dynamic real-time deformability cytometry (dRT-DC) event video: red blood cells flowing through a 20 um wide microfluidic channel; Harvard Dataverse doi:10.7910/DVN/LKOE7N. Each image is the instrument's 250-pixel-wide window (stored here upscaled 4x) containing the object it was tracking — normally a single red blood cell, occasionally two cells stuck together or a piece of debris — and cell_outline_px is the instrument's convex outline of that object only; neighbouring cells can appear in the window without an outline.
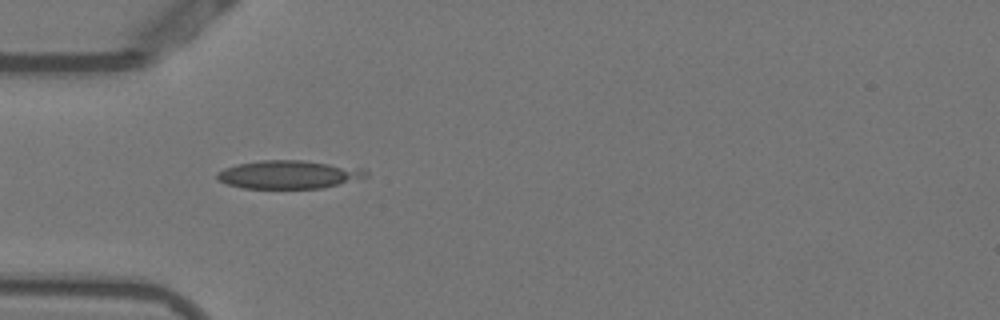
{"species": "Egyptian fruit bat (a non-hibernating species)", "species_latin": "Rousettus aegyptiacus", "temperature_condition": "warm", "stored_images_in_passage": 40, "camera_frame_rate_fps": 3000, "um_per_image_px": 0.085, "animal": {"sex": "female"}, "frame": {"image": 1, "passage_image": 3, "time_ms": 0.667, "image_size_px": [1000, 320], "cell_outline_px": [[368, 176], [324, 188], [244, 188], [228, 184], [220, 180], [216, 176], [216, 172], [224, 168], [236, 164], [260, 160], [300, 160], [364, 168], [368, 172]], "centroid_in_image_um": [24.53, 14.83], "position_along_channel_um": 60.5, "area_um2": 24.39}}